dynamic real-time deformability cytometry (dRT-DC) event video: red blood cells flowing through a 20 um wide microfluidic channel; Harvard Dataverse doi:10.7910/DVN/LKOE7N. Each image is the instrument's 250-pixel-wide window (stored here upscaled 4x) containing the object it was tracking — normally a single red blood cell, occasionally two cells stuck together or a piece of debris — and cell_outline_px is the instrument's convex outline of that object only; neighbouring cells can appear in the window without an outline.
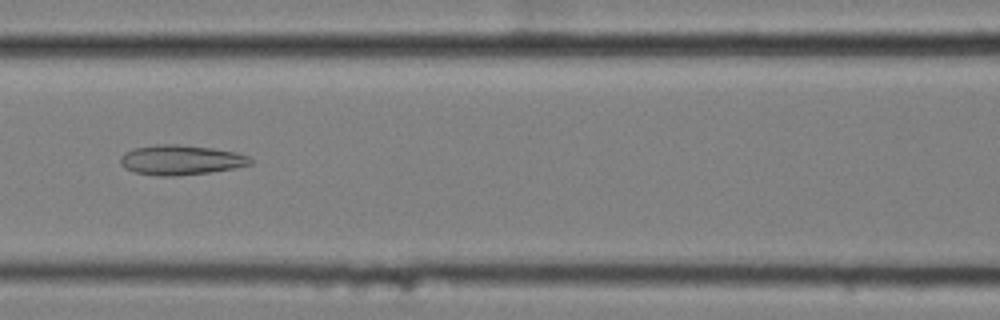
{"species": "common noctule bat (a hibernating species)", "species_latin": "Nyctalus noctula", "temperature_condition": "cold", "stored_images_in_passage": 15, "camera_frame_rate_fps": 3000, "um_per_image_px": 0.085, "animal": {"sex": "female", "body_mass_g": 25.1}, "frame": {"image": 1, "passage_image": 7, "time_ms": 2.0, "image_size_px": [1000, 320], "cell_outline_px": [[252, 164], [232, 168], [208, 172], [176, 176], [156, 176], [136, 172], [124, 168], [120, 164], [120, 156], [124, 152], [132, 148], [156, 144], [176, 144], [212, 148], [236, 152], [248, 156], [252, 160]], "centroid_in_image_um": [15.32, 13.59], "position_along_channel_um": 151.3, "area_um2": 22.66}}
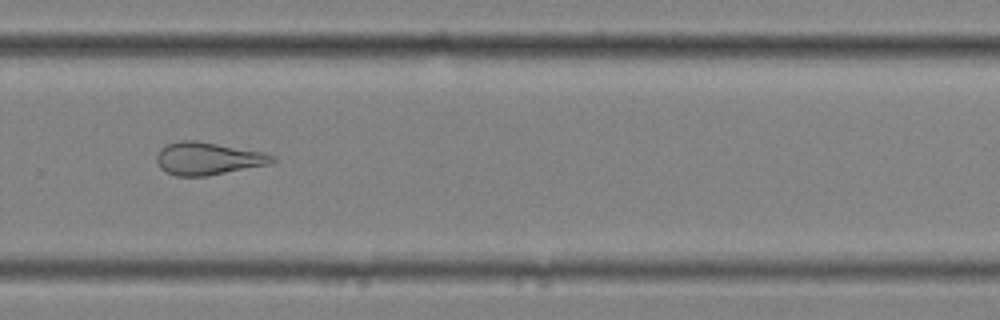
{"frame": {"image": 2, "passage_image": 11, "time_ms": 3.333, "image_size_px": [1000, 320], "cell_outline_px": [[276, 160], [268, 164], [204, 176], [176, 176], [160, 168], [156, 160], [156, 156], [160, 148], [168, 144], [180, 140], [196, 140], [264, 152], [276, 156]], "centroid_in_image_um": [17.65, 13.46], "position_along_channel_um": 312.1, "area_um2": 21.79}}
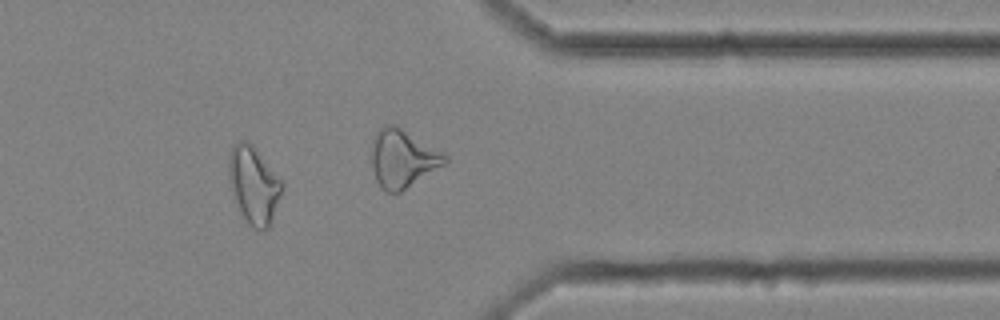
{"frame": {"image": 3, "passage_image": 13, "time_ms": 4.0, "image_size_px": [1000, 320], "cell_outline_px": [[284, 188], [272, 220], [268, 228], [264, 232], [248, 224], [240, 212], [228, 176], [228, 160], [232, 148], [240, 140], [248, 140], [256, 148], [284, 184]], "centroid_in_image_um": [21.59, 15.73], "position_along_channel_um": 389.8, "area_um2": 23.81}}